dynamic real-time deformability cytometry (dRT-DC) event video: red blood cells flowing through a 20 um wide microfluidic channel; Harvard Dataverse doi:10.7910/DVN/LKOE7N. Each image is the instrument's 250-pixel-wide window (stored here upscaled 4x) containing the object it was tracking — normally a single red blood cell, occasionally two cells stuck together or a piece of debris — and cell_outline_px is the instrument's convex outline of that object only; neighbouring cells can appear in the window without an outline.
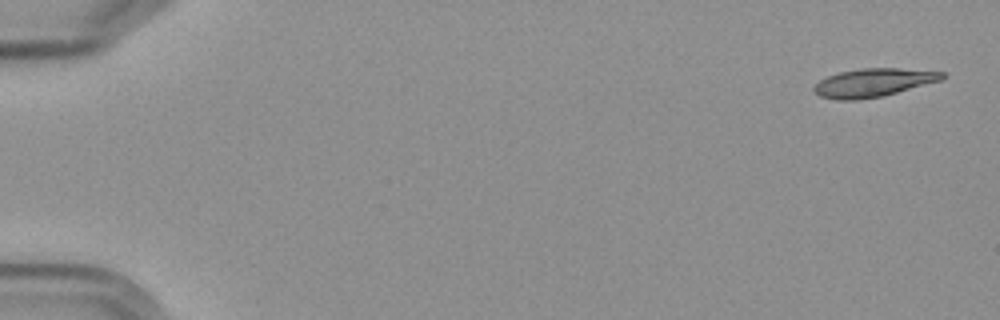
{"species": "Egyptian fruit bat (a non-hibernating species)", "species_latin": "Rousettus aegyptiacus", "temperature_condition": "cold", "stored_images_in_passage": 8, "camera_frame_rate_fps": 3000, "um_per_image_px": 0.085, "frame": {"image": 1, "passage_image": 1, "time_ms": 0.0, "image_size_px": [1000, 320], "cell_outline_px": [[948, 76], [944, 80], [880, 96], [860, 100], [836, 100], [820, 96], [812, 88], [820, 80], [828, 76], [840, 72], [860, 68], [900, 68], [944, 72]], "centroid_in_image_um": [74.27, 7.02], "position_along_channel_um": 10.7, "area_um2": 21.15}}
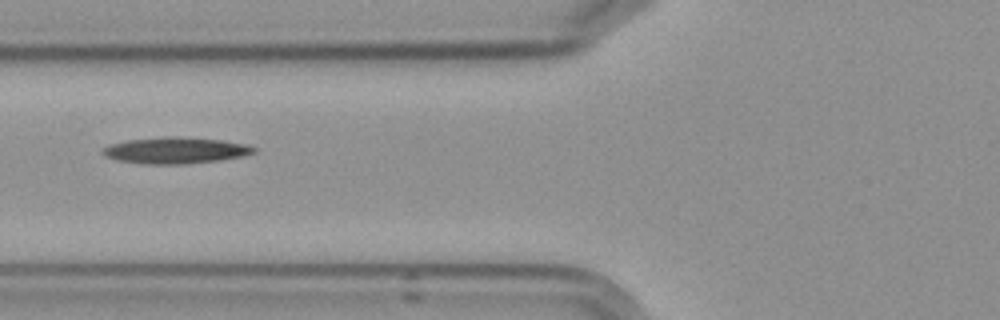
{"frame": {"image": 2, "passage_image": 7, "time_ms": 7.0, "image_size_px": [1000, 320], "cell_outline_px": [[256, 152], [244, 156], [220, 160], [180, 164], [148, 164], [120, 160], [108, 156], [100, 152], [100, 148], [108, 144], [128, 140], [164, 136], [176, 136], [224, 140], [248, 144], [256, 148]], "centroid_in_image_um": [14.95, 12.77], "position_along_channel_um": 110.9, "area_um2": 23.29}}
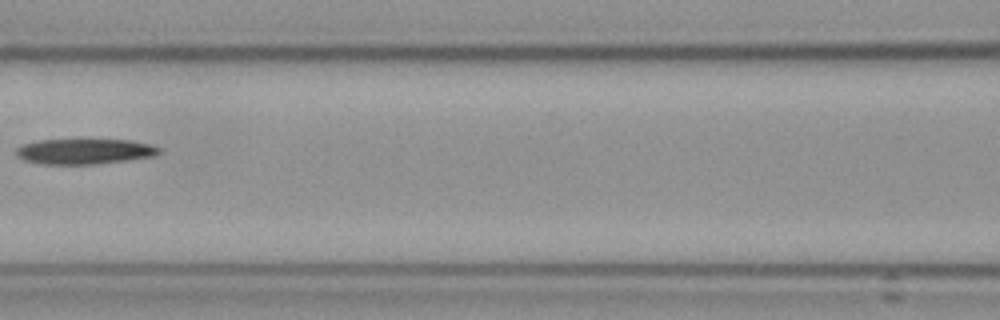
{"frame": {"image": 3, "passage_image": 8, "time_ms": 8.333, "image_size_px": [1000, 320], "cell_outline_px": [[160, 152], [156, 156], [128, 160], [96, 164], [40, 164], [24, 160], [16, 156], [12, 152], [16, 148], [24, 144], [40, 140], [132, 140], [148, 144], [160, 148]], "centroid_in_image_um": [7.15, 12.88], "position_along_channel_um": 159.5, "area_um2": 21.21}}